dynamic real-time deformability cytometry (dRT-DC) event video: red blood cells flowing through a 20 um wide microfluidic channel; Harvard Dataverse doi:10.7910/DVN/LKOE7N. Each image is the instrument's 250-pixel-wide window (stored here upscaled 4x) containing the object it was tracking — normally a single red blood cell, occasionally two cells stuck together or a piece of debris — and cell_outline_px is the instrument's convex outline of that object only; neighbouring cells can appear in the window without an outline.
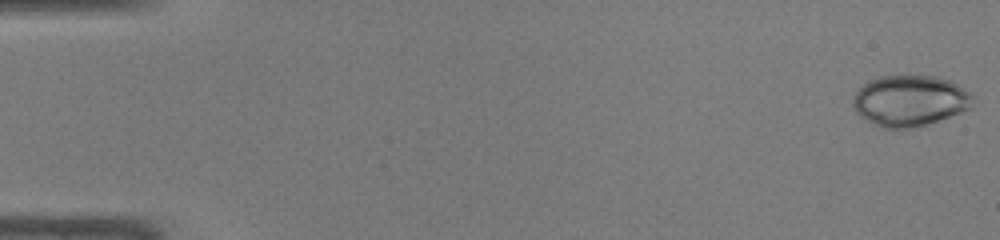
{"species": "common noctule bat (a hibernating species)", "species_latin": "Nyctalus noctula", "temperature_condition": "warm", "stored_images_in_passage": 48, "camera_frame_rate_fps": 3000, "um_per_image_px": 0.085, "animal": {"sex": "male", "body_mass_g": 19.0, "forearm_length_mm": 50.8}, "frame": {"image": 1, "passage_image": 1, "time_ms": 0.0, "image_size_px": [1000, 240], "cell_outline_px": [[972, 96], [968, 108], [960, 112], [924, 124], [908, 128], [880, 128], [860, 116], [856, 112], [852, 104], [852, 96], [864, 84], [880, 76], [932, 76], [948, 80], [972, 92]], "centroid_in_image_um": [77.28, 8.55], "position_along_channel_um": 7.7, "area_um2": 34.97}}
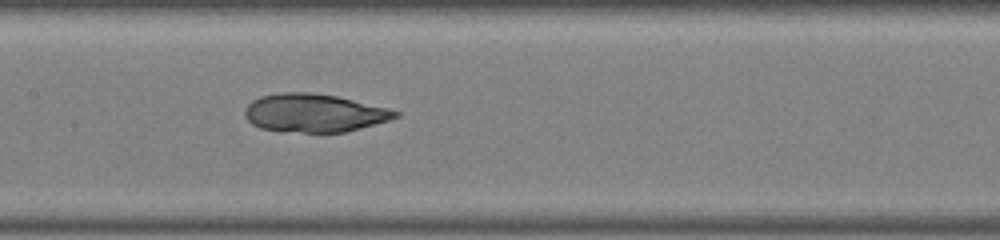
{"frame": {"image": 2, "passage_image": 24, "time_ms": 7.667, "image_size_px": [1000, 240], "cell_outline_px": [[400, 116], [388, 120], [360, 128], [344, 132], [280, 132], [260, 128], [252, 124], [248, 120], [244, 112], [248, 104], [252, 100], [260, 96], [276, 92], [312, 92], [336, 96], [388, 108], [400, 112]], "centroid_in_image_um": [26.66, 9.6], "position_along_channel_um": 180.7, "area_um2": 33.64}}
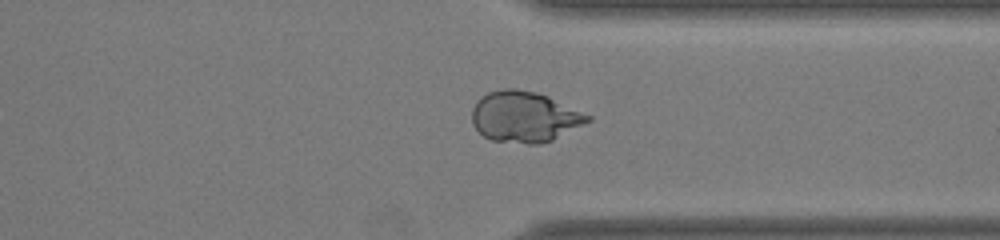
{"frame": {"image": 3, "passage_image": 37, "time_ms": 12.0, "image_size_px": [1000, 240], "cell_outline_px": [[592, 120], [552, 140], [540, 144], [528, 144], [492, 140], [484, 136], [472, 124], [472, 108], [476, 100], [488, 92], [504, 88], [516, 88], [536, 92], [548, 96], [592, 116]], "centroid_in_image_um": [44.57, 9.92], "position_along_channel_um": 366.8, "area_um2": 34.33}}